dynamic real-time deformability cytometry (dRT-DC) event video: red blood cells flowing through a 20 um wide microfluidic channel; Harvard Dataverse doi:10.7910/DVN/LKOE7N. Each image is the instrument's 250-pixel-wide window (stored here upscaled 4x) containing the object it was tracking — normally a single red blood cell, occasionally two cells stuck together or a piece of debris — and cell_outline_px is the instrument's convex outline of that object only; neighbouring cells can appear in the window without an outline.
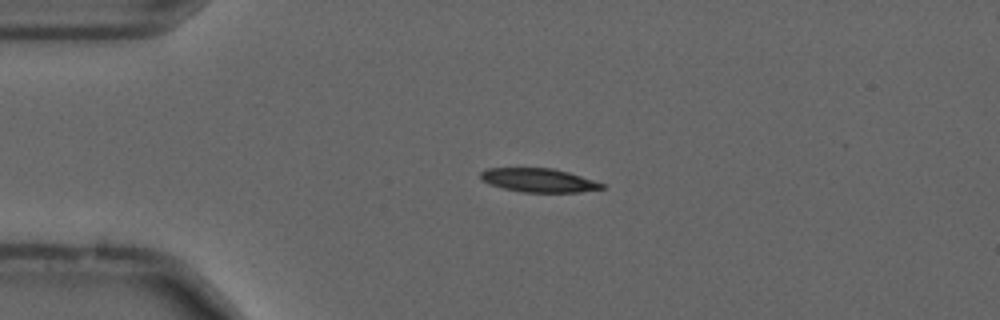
{"species": "common noctule bat (a hibernating species)", "species_latin": "Nyctalus noctula", "temperature_condition": "cold", "stored_images_in_passage": 54, "camera_frame_rate_fps": 3000, "um_per_image_px": 0.085, "animal": {"sex": "male", "forearm_length_mm": 52.5}, "frame": {"image": 1, "passage_image": 12, "time_ms": 3.667, "image_size_px": [1000, 320], "cell_outline_px": [[604, 188], [580, 192], [524, 192], [504, 188], [492, 184], [484, 180], [480, 176], [480, 172], [488, 168], [552, 168], [568, 172], [604, 184]], "centroid_in_image_um": [45.8, 15.32], "position_along_channel_um": 39.2, "area_um2": 16.42}}
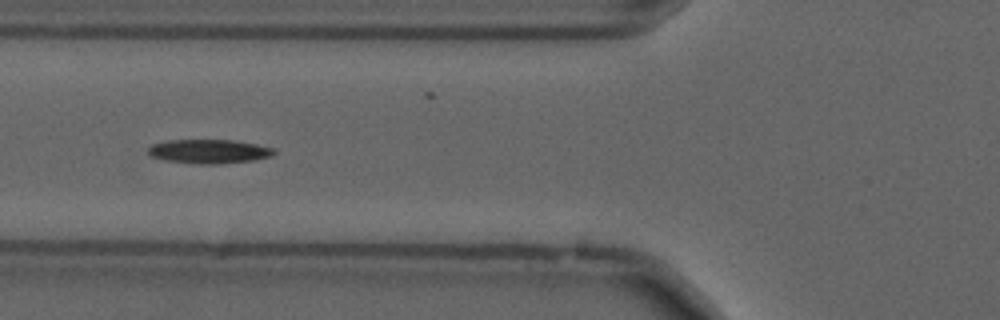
{"frame": {"image": 2, "passage_image": 20, "time_ms": 6.333, "image_size_px": [1000, 320], "cell_outline_px": [[276, 152], [272, 156], [252, 160], [216, 164], [200, 164], [168, 160], [152, 156], [148, 152], [148, 148], [152, 144], [168, 140], [232, 140], [256, 144], [272, 148]], "centroid_in_image_um": [17.77, 12.86], "position_along_channel_um": 108.0, "area_um2": 17.34}}
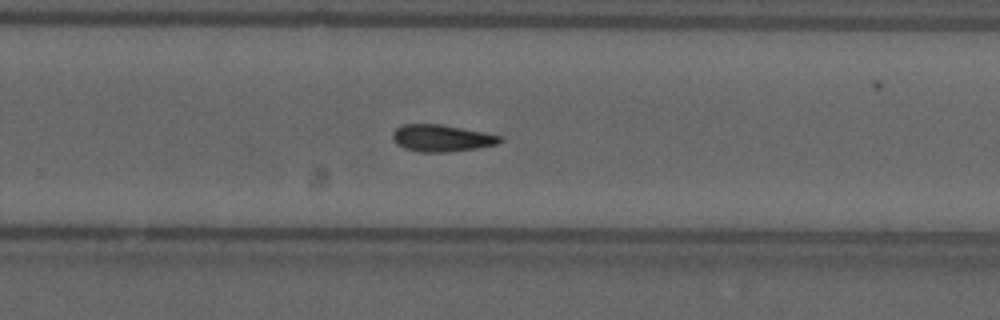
{"frame": {"image": 3, "passage_image": 35, "time_ms": 11.333, "image_size_px": [1000, 320], "cell_outline_px": [[504, 140], [496, 144], [476, 148], [448, 152], [420, 152], [404, 148], [396, 144], [392, 140], [392, 132], [396, 128], [404, 124], [440, 124], [484, 132], [500, 136]], "centroid_in_image_um": [37.5, 11.74], "position_along_channel_um": 292.3, "area_um2": 16.82}}